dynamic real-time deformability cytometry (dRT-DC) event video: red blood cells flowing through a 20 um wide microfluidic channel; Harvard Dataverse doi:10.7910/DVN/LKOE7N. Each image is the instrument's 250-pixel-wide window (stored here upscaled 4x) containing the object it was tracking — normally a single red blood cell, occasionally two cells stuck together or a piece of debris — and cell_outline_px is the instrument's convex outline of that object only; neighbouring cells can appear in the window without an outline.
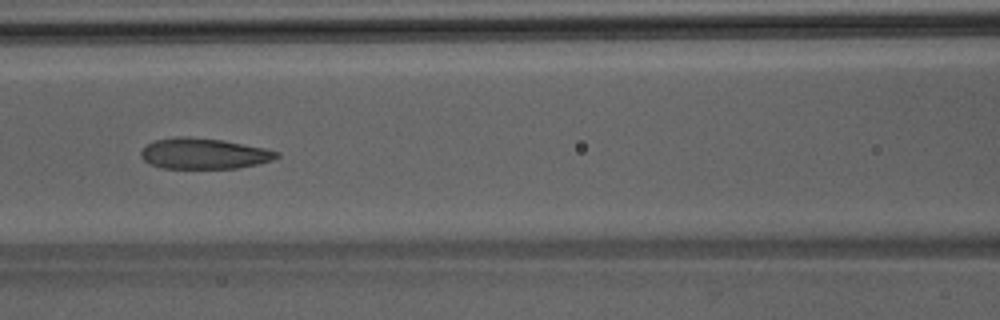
{"species": "Egyptian fruit bat (a non-hibernating species)", "species_latin": "Rousettus aegyptiacus", "temperature_condition": "room temperature", "stored_images_in_passage": 7, "camera_frame_rate_fps": 3000, "um_per_image_px": 0.085, "animal": {"sex": "male"}, "frame": {"image": 1, "passage_image": 7, "time_ms": 6.667, "image_size_px": [1000, 320], "cell_outline_px": [[280, 156], [272, 160], [256, 164], [236, 168], [160, 168], [148, 164], [140, 156], [140, 152], [148, 144], [156, 140], [176, 136], [188, 136], [224, 140], [268, 148], [280, 152]], "centroid_in_image_um": [17.34, 13.05], "position_along_channel_um": 149.3, "area_um2": 24.57}}